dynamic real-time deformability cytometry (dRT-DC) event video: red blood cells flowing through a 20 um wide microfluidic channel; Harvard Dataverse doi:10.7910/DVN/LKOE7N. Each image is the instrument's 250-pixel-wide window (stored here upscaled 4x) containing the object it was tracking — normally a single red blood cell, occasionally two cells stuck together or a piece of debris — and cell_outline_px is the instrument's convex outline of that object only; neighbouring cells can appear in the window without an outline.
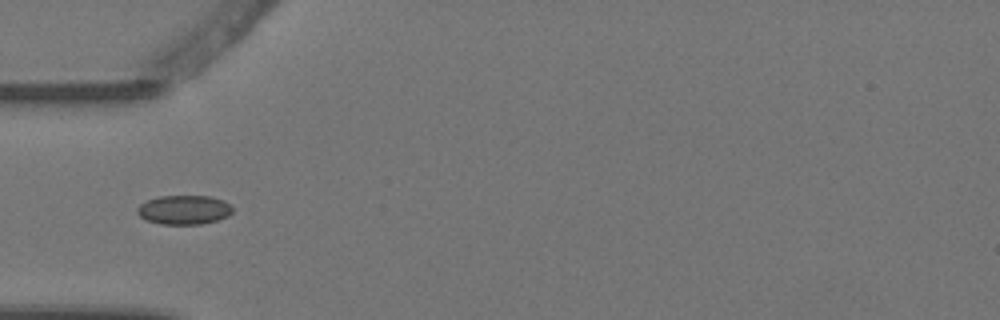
{"species": "Egyptian fruit bat (a non-hibernating species)", "species_latin": "Rousettus aegyptiacus", "temperature_condition": "warm", "stored_images_in_passage": 9, "camera_frame_rate_fps": 3000, "um_per_image_px": 0.085, "animal": {"sex": "female"}, "frame": {"image": 1, "passage_image": 4, "time_ms": 1.0, "image_size_px": [1000, 320], "cell_outline_px": [[232, 212], [228, 216], [216, 220], [200, 224], [160, 224], [148, 220], [140, 216], [136, 212], [136, 208], [140, 204], [148, 200], [160, 196], [208, 196], [224, 200], [232, 208]], "centroid_in_image_um": [15.63, 17.83], "position_along_channel_um": 69.4, "area_um2": 16.07}}
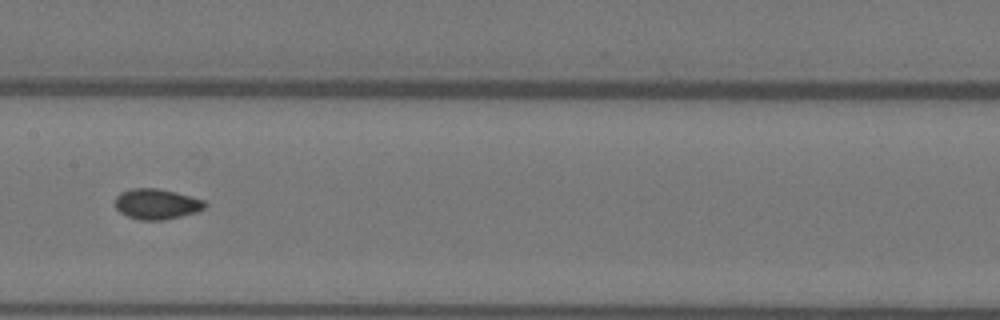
{"frame": {"image": 2, "passage_image": 7, "time_ms": 2.0, "image_size_px": [1000, 320], "cell_outline_px": [[208, 204], [204, 208], [196, 212], [164, 220], [140, 220], [128, 216], [120, 212], [116, 208], [116, 196], [120, 192], [132, 188], [156, 188], [176, 192], [192, 196], [204, 200]], "centroid_in_image_um": [13.33, 17.33], "position_along_channel_um": 194.1, "area_um2": 15.95}}
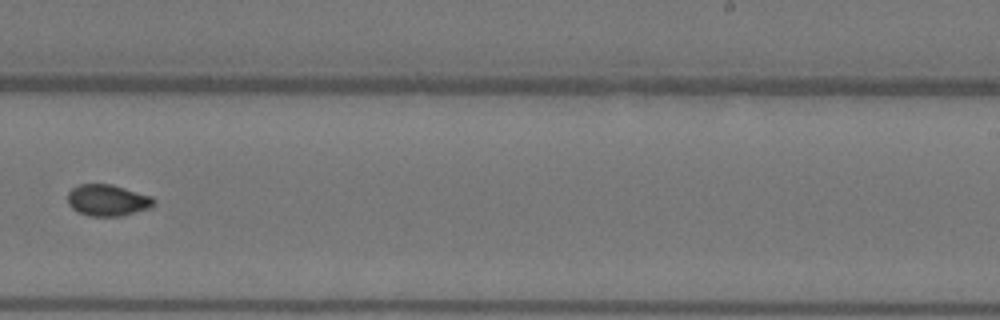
{"frame": {"image": 3, "passage_image": 9, "time_ms": 2.667, "image_size_px": [1000, 320], "cell_outline_px": [[156, 204], [148, 208], [120, 216], [88, 216], [76, 212], [68, 204], [68, 192], [72, 188], [80, 184], [112, 184], [152, 196], [156, 200]], "centroid_in_image_um": [9.13, 17.02], "position_along_channel_um": 279.9, "area_um2": 15.9}}